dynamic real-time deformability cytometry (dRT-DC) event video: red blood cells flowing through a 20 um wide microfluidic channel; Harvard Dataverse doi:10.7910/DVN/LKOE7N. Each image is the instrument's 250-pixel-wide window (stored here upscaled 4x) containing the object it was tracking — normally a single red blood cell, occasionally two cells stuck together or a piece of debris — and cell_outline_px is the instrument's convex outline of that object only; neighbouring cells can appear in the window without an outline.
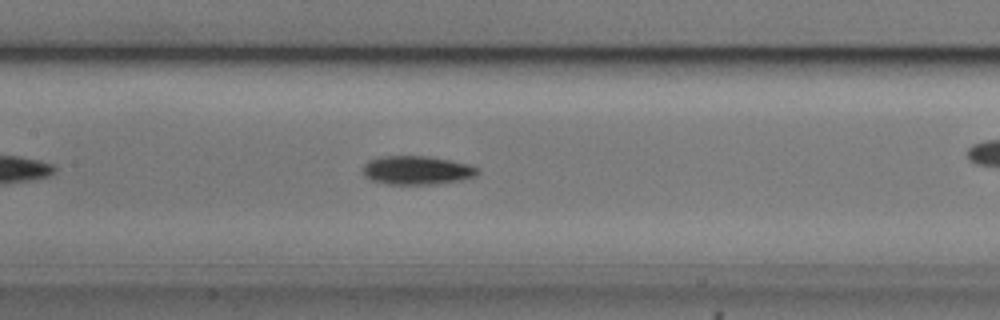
{"species": "common noctule bat (a hibernating species)", "species_latin": "Nyctalus noctula", "temperature_condition": "cold", "stored_images_in_passage": 33, "camera_frame_rate_fps": 3000, "um_per_image_px": 0.085, "animal": {"sex": "male", "body_mass_g": 20.5, "forearm_length_mm": 52.5}, "frame": {"image": 1, "passage_image": 15, "time_ms": 4.667, "image_size_px": [1000, 320], "cell_outline_px": [[480, 172], [476, 176], [460, 180], [436, 184], [384, 184], [368, 180], [364, 176], [360, 168], [368, 160], [380, 156], [428, 156], [468, 164], [480, 168]], "centroid_in_image_um": [35.38, 14.47], "position_along_channel_um": 172.0, "area_um2": 19.54}}